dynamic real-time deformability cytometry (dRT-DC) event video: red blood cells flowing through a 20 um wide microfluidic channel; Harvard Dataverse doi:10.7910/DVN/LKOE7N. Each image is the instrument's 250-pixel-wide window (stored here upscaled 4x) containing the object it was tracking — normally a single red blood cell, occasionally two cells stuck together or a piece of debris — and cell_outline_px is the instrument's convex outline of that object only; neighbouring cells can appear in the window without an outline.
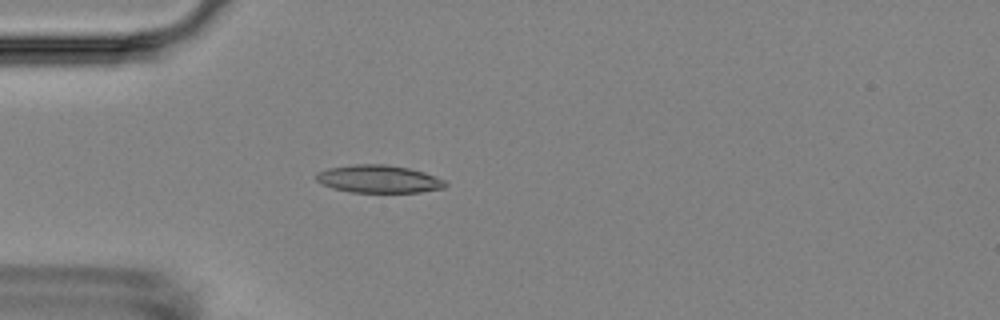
{"species": "Egyptian fruit bat (a non-hibernating species)", "species_latin": "Rousettus aegyptiacus", "temperature_condition": "room temperature", "stored_images_in_passage": 5, "camera_frame_rate_fps": 3000, "um_per_image_px": 0.085, "animal": {"sex": "female"}, "frame": {"image": 1, "passage_image": 5, "time_ms": 4.667, "image_size_px": [1000, 320], "cell_outline_px": [[448, 184], [444, 188], [420, 192], [352, 192], [332, 188], [316, 180], [316, 172], [328, 168], [352, 164], [388, 164], [408, 168], [424, 172], [444, 180]], "centroid_in_image_um": [32.18, 15.21], "position_along_channel_um": 52.8, "area_um2": 20.87}}